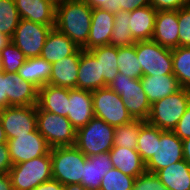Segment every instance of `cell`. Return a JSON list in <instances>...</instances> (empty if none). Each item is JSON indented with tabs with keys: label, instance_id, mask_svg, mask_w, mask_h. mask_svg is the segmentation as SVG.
I'll use <instances>...</instances> for the list:
<instances>
[{
	"label": "cell",
	"instance_id": "obj_1",
	"mask_svg": "<svg viewBox=\"0 0 190 190\" xmlns=\"http://www.w3.org/2000/svg\"><path fill=\"white\" fill-rule=\"evenodd\" d=\"M91 22L92 8L82 0H64L56 3L55 28L79 48L86 45Z\"/></svg>",
	"mask_w": 190,
	"mask_h": 190
},
{
	"label": "cell",
	"instance_id": "obj_2",
	"mask_svg": "<svg viewBox=\"0 0 190 190\" xmlns=\"http://www.w3.org/2000/svg\"><path fill=\"white\" fill-rule=\"evenodd\" d=\"M190 104V89L180 88L151 105L146 122L163 131H173Z\"/></svg>",
	"mask_w": 190,
	"mask_h": 190
},
{
	"label": "cell",
	"instance_id": "obj_3",
	"mask_svg": "<svg viewBox=\"0 0 190 190\" xmlns=\"http://www.w3.org/2000/svg\"><path fill=\"white\" fill-rule=\"evenodd\" d=\"M50 155L53 179L62 185L81 184L87 157L76 146L53 147Z\"/></svg>",
	"mask_w": 190,
	"mask_h": 190
},
{
	"label": "cell",
	"instance_id": "obj_4",
	"mask_svg": "<svg viewBox=\"0 0 190 190\" xmlns=\"http://www.w3.org/2000/svg\"><path fill=\"white\" fill-rule=\"evenodd\" d=\"M114 129L94 116L87 125L77 130L75 146L86 157L109 152L114 147Z\"/></svg>",
	"mask_w": 190,
	"mask_h": 190
},
{
	"label": "cell",
	"instance_id": "obj_5",
	"mask_svg": "<svg viewBox=\"0 0 190 190\" xmlns=\"http://www.w3.org/2000/svg\"><path fill=\"white\" fill-rule=\"evenodd\" d=\"M13 190H34L53 179L50 152L46 155L13 165L9 170Z\"/></svg>",
	"mask_w": 190,
	"mask_h": 190
},
{
	"label": "cell",
	"instance_id": "obj_6",
	"mask_svg": "<svg viewBox=\"0 0 190 190\" xmlns=\"http://www.w3.org/2000/svg\"><path fill=\"white\" fill-rule=\"evenodd\" d=\"M108 87L121 96L125 108L134 120L146 121L148 119L151 104L140 79H131L119 73Z\"/></svg>",
	"mask_w": 190,
	"mask_h": 190
},
{
	"label": "cell",
	"instance_id": "obj_7",
	"mask_svg": "<svg viewBox=\"0 0 190 190\" xmlns=\"http://www.w3.org/2000/svg\"><path fill=\"white\" fill-rule=\"evenodd\" d=\"M37 129L51 148L75 146L77 130L67 117L41 110L37 106Z\"/></svg>",
	"mask_w": 190,
	"mask_h": 190
},
{
	"label": "cell",
	"instance_id": "obj_8",
	"mask_svg": "<svg viewBox=\"0 0 190 190\" xmlns=\"http://www.w3.org/2000/svg\"><path fill=\"white\" fill-rule=\"evenodd\" d=\"M136 54L143 76L173 74L172 49L153 40L136 41Z\"/></svg>",
	"mask_w": 190,
	"mask_h": 190
},
{
	"label": "cell",
	"instance_id": "obj_9",
	"mask_svg": "<svg viewBox=\"0 0 190 190\" xmlns=\"http://www.w3.org/2000/svg\"><path fill=\"white\" fill-rule=\"evenodd\" d=\"M92 100L94 116L113 127L126 125L134 120L125 108L121 96L108 86L92 91Z\"/></svg>",
	"mask_w": 190,
	"mask_h": 190
},
{
	"label": "cell",
	"instance_id": "obj_10",
	"mask_svg": "<svg viewBox=\"0 0 190 190\" xmlns=\"http://www.w3.org/2000/svg\"><path fill=\"white\" fill-rule=\"evenodd\" d=\"M52 28L54 27L20 19L11 41L25 54L27 59L40 57L46 38Z\"/></svg>",
	"mask_w": 190,
	"mask_h": 190
},
{
	"label": "cell",
	"instance_id": "obj_11",
	"mask_svg": "<svg viewBox=\"0 0 190 190\" xmlns=\"http://www.w3.org/2000/svg\"><path fill=\"white\" fill-rule=\"evenodd\" d=\"M7 139L27 135L37 129V105L8 106L0 110Z\"/></svg>",
	"mask_w": 190,
	"mask_h": 190
},
{
	"label": "cell",
	"instance_id": "obj_12",
	"mask_svg": "<svg viewBox=\"0 0 190 190\" xmlns=\"http://www.w3.org/2000/svg\"><path fill=\"white\" fill-rule=\"evenodd\" d=\"M181 160H184L182 140L173 131H164L160 140H156L155 154L145 163L146 172L155 174Z\"/></svg>",
	"mask_w": 190,
	"mask_h": 190
},
{
	"label": "cell",
	"instance_id": "obj_13",
	"mask_svg": "<svg viewBox=\"0 0 190 190\" xmlns=\"http://www.w3.org/2000/svg\"><path fill=\"white\" fill-rule=\"evenodd\" d=\"M10 160L13 165L46 155L51 147L38 129L7 141Z\"/></svg>",
	"mask_w": 190,
	"mask_h": 190
},
{
	"label": "cell",
	"instance_id": "obj_14",
	"mask_svg": "<svg viewBox=\"0 0 190 190\" xmlns=\"http://www.w3.org/2000/svg\"><path fill=\"white\" fill-rule=\"evenodd\" d=\"M94 117L92 92L78 88L69 89L68 120L78 130Z\"/></svg>",
	"mask_w": 190,
	"mask_h": 190
},
{
	"label": "cell",
	"instance_id": "obj_15",
	"mask_svg": "<svg viewBox=\"0 0 190 190\" xmlns=\"http://www.w3.org/2000/svg\"><path fill=\"white\" fill-rule=\"evenodd\" d=\"M114 13L104 8H92V22L90 33L83 50H91L95 47L109 45L113 32Z\"/></svg>",
	"mask_w": 190,
	"mask_h": 190
},
{
	"label": "cell",
	"instance_id": "obj_16",
	"mask_svg": "<svg viewBox=\"0 0 190 190\" xmlns=\"http://www.w3.org/2000/svg\"><path fill=\"white\" fill-rule=\"evenodd\" d=\"M21 19L55 27L56 3L52 0H15Z\"/></svg>",
	"mask_w": 190,
	"mask_h": 190
},
{
	"label": "cell",
	"instance_id": "obj_17",
	"mask_svg": "<svg viewBox=\"0 0 190 190\" xmlns=\"http://www.w3.org/2000/svg\"><path fill=\"white\" fill-rule=\"evenodd\" d=\"M152 40L167 48L179 47L177 10L157 11Z\"/></svg>",
	"mask_w": 190,
	"mask_h": 190
},
{
	"label": "cell",
	"instance_id": "obj_18",
	"mask_svg": "<svg viewBox=\"0 0 190 190\" xmlns=\"http://www.w3.org/2000/svg\"><path fill=\"white\" fill-rule=\"evenodd\" d=\"M7 107L31 106L38 103V88L17 73H7Z\"/></svg>",
	"mask_w": 190,
	"mask_h": 190
},
{
	"label": "cell",
	"instance_id": "obj_19",
	"mask_svg": "<svg viewBox=\"0 0 190 190\" xmlns=\"http://www.w3.org/2000/svg\"><path fill=\"white\" fill-rule=\"evenodd\" d=\"M105 87L100 62L89 50H82L78 68L77 88L95 91Z\"/></svg>",
	"mask_w": 190,
	"mask_h": 190
},
{
	"label": "cell",
	"instance_id": "obj_20",
	"mask_svg": "<svg viewBox=\"0 0 190 190\" xmlns=\"http://www.w3.org/2000/svg\"><path fill=\"white\" fill-rule=\"evenodd\" d=\"M82 50V48H79L73 55L52 63L49 84L69 89L77 88L78 68Z\"/></svg>",
	"mask_w": 190,
	"mask_h": 190
},
{
	"label": "cell",
	"instance_id": "obj_21",
	"mask_svg": "<svg viewBox=\"0 0 190 190\" xmlns=\"http://www.w3.org/2000/svg\"><path fill=\"white\" fill-rule=\"evenodd\" d=\"M69 88L47 84L38 89L37 106L59 116H68Z\"/></svg>",
	"mask_w": 190,
	"mask_h": 190
},
{
	"label": "cell",
	"instance_id": "obj_22",
	"mask_svg": "<svg viewBox=\"0 0 190 190\" xmlns=\"http://www.w3.org/2000/svg\"><path fill=\"white\" fill-rule=\"evenodd\" d=\"M113 168L109 152L86 158L81 185L88 190H100L103 177Z\"/></svg>",
	"mask_w": 190,
	"mask_h": 190
},
{
	"label": "cell",
	"instance_id": "obj_23",
	"mask_svg": "<svg viewBox=\"0 0 190 190\" xmlns=\"http://www.w3.org/2000/svg\"><path fill=\"white\" fill-rule=\"evenodd\" d=\"M78 49L72 40L54 27L46 38L40 57L52 64L73 55Z\"/></svg>",
	"mask_w": 190,
	"mask_h": 190
},
{
	"label": "cell",
	"instance_id": "obj_24",
	"mask_svg": "<svg viewBox=\"0 0 190 190\" xmlns=\"http://www.w3.org/2000/svg\"><path fill=\"white\" fill-rule=\"evenodd\" d=\"M140 80L151 105L157 100L163 99L181 88L174 74L142 76Z\"/></svg>",
	"mask_w": 190,
	"mask_h": 190
},
{
	"label": "cell",
	"instance_id": "obj_25",
	"mask_svg": "<svg viewBox=\"0 0 190 190\" xmlns=\"http://www.w3.org/2000/svg\"><path fill=\"white\" fill-rule=\"evenodd\" d=\"M109 155L113 168L119 169L124 174L137 177L146 172L145 162L135 149L114 146Z\"/></svg>",
	"mask_w": 190,
	"mask_h": 190
},
{
	"label": "cell",
	"instance_id": "obj_26",
	"mask_svg": "<svg viewBox=\"0 0 190 190\" xmlns=\"http://www.w3.org/2000/svg\"><path fill=\"white\" fill-rule=\"evenodd\" d=\"M156 15L151 5L130 12L129 29L135 41L152 40Z\"/></svg>",
	"mask_w": 190,
	"mask_h": 190
},
{
	"label": "cell",
	"instance_id": "obj_27",
	"mask_svg": "<svg viewBox=\"0 0 190 190\" xmlns=\"http://www.w3.org/2000/svg\"><path fill=\"white\" fill-rule=\"evenodd\" d=\"M168 190H190V164L181 160L155 173Z\"/></svg>",
	"mask_w": 190,
	"mask_h": 190
},
{
	"label": "cell",
	"instance_id": "obj_28",
	"mask_svg": "<svg viewBox=\"0 0 190 190\" xmlns=\"http://www.w3.org/2000/svg\"><path fill=\"white\" fill-rule=\"evenodd\" d=\"M52 64L41 57L28 58L18 69L17 74L26 81L31 82L38 89L49 84Z\"/></svg>",
	"mask_w": 190,
	"mask_h": 190
},
{
	"label": "cell",
	"instance_id": "obj_29",
	"mask_svg": "<svg viewBox=\"0 0 190 190\" xmlns=\"http://www.w3.org/2000/svg\"><path fill=\"white\" fill-rule=\"evenodd\" d=\"M100 62L101 75L105 81V87L119 74L118 70V47L104 45L89 50Z\"/></svg>",
	"mask_w": 190,
	"mask_h": 190
},
{
	"label": "cell",
	"instance_id": "obj_30",
	"mask_svg": "<svg viewBox=\"0 0 190 190\" xmlns=\"http://www.w3.org/2000/svg\"><path fill=\"white\" fill-rule=\"evenodd\" d=\"M163 132V130L148 124L146 121L140 126L136 150L145 163L155 154L156 140H160V135Z\"/></svg>",
	"mask_w": 190,
	"mask_h": 190
},
{
	"label": "cell",
	"instance_id": "obj_31",
	"mask_svg": "<svg viewBox=\"0 0 190 190\" xmlns=\"http://www.w3.org/2000/svg\"><path fill=\"white\" fill-rule=\"evenodd\" d=\"M113 32L110 45L115 47L132 46L136 43L129 29L130 12L118 11L114 13Z\"/></svg>",
	"mask_w": 190,
	"mask_h": 190
},
{
	"label": "cell",
	"instance_id": "obj_32",
	"mask_svg": "<svg viewBox=\"0 0 190 190\" xmlns=\"http://www.w3.org/2000/svg\"><path fill=\"white\" fill-rule=\"evenodd\" d=\"M117 64L119 73L131 79H140L143 76L136 54V43L132 46L118 47Z\"/></svg>",
	"mask_w": 190,
	"mask_h": 190
},
{
	"label": "cell",
	"instance_id": "obj_33",
	"mask_svg": "<svg viewBox=\"0 0 190 190\" xmlns=\"http://www.w3.org/2000/svg\"><path fill=\"white\" fill-rule=\"evenodd\" d=\"M173 74L182 88L190 89V47L172 49Z\"/></svg>",
	"mask_w": 190,
	"mask_h": 190
},
{
	"label": "cell",
	"instance_id": "obj_34",
	"mask_svg": "<svg viewBox=\"0 0 190 190\" xmlns=\"http://www.w3.org/2000/svg\"><path fill=\"white\" fill-rule=\"evenodd\" d=\"M144 122V120H133L129 124L115 127L114 146H120L136 150L137 140L140 133V126Z\"/></svg>",
	"mask_w": 190,
	"mask_h": 190
},
{
	"label": "cell",
	"instance_id": "obj_35",
	"mask_svg": "<svg viewBox=\"0 0 190 190\" xmlns=\"http://www.w3.org/2000/svg\"><path fill=\"white\" fill-rule=\"evenodd\" d=\"M20 19L15 0H0V33L11 38Z\"/></svg>",
	"mask_w": 190,
	"mask_h": 190
},
{
	"label": "cell",
	"instance_id": "obj_36",
	"mask_svg": "<svg viewBox=\"0 0 190 190\" xmlns=\"http://www.w3.org/2000/svg\"><path fill=\"white\" fill-rule=\"evenodd\" d=\"M1 69L5 73L14 74L26 61L25 54L11 41L0 52Z\"/></svg>",
	"mask_w": 190,
	"mask_h": 190
},
{
	"label": "cell",
	"instance_id": "obj_37",
	"mask_svg": "<svg viewBox=\"0 0 190 190\" xmlns=\"http://www.w3.org/2000/svg\"><path fill=\"white\" fill-rule=\"evenodd\" d=\"M135 178L112 168L103 177L100 190H132Z\"/></svg>",
	"mask_w": 190,
	"mask_h": 190
},
{
	"label": "cell",
	"instance_id": "obj_38",
	"mask_svg": "<svg viewBox=\"0 0 190 190\" xmlns=\"http://www.w3.org/2000/svg\"><path fill=\"white\" fill-rule=\"evenodd\" d=\"M179 46L190 47V5L177 10Z\"/></svg>",
	"mask_w": 190,
	"mask_h": 190
},
{
	"label": "cell",
	"instance_id": "obj_39",
	"mask_svg": "<svg viewBox=\"0 0 190 190\" xmlns=\"http://www.w3.org/2000/svg\"><path fill=\"white\" fill-rule=\"evenodd\" d=\"M132 190H168L154 173L145 172L135 178Z\"/></svg>",
	"mask_w": 190,
	"mask_h": 190
},
{
	"label": "cell",
	"instance_id": "obj_40",
	"mask_svg": "<svg viewBox=\"0 0 190 190\" xmlns=\"http://www.w3.org/2000/svg\"><path fill=\"white\" fill-rule=\"evenodd\" d=\"M151 5V0H110V12L134 11L136 8Z\"/></svg>",
	"mask_w": 190,
	"mask_h": 190
},
{
	"label": "cell",
	"instance_id": "obj_41",
	"mask_svg": "<svg viewBox=\"0 0 190 190\" xmlns=\"http://www.w3.org/2000/svg\"><path fill=\"white\" fill-rule=\"evenodd\" d=\"M190 5V0H151V6L156 11L179 10Z\"/></svg>",
	"mask_w": 190,
	"mask_h": 190
},
{
	"label": "cell",
	"instance_id": "obj_42",
	"mask_svg": "<svg viewBox=\"0 0 190 190\" xmlns=\"http://www.w3.org/2000/svg\"><path fill=\"white\" fill-rule=\"evenodd\" d=\"M173 132L181 139L190 137V104L188 105L184 115L181 117Z\"/></svg>",
	"mask_w": 190,
	"mask_h": 190
},
{
	"label": "cell",
	"instance_id": "obj_43",
	"mask_svg": "<svg viewBox=\"0 0 190 190\" xmlns=\"http://www.w3.org/2000/svg\"><path fill=\"white\" fill-rule=\"evenodd\" d=\"M12 166L8 145L0 144V174L9 173Z\"/></svg>",
	"mask_w": 190,
	"mask_h": 190
},
{
	"label": "cell",
	"instance_id": "obj_44",
	"mask_svg": "<svg viewBox=\"0 0 190 190\" xmlns=\"http://www.w3.org/2000/svg\"><path fill=\"white\" fill-rule=\"evenodd\" d=\"M7 73L0 72V110L7 107Z\"/></svg>",
	"mask_w": 190,
	"mask_h": 190
},
{
	"label": "cell",
	"instance_id": "obj_45",
	"mask_svg": "<svg viewBox=\"0 0 190 190\" xmlns=\"http://www.w3.org/2000/svg\"><path fill=\"white\" fill-rule=\"evenodd\" d=\"M34 190H64V185L55 179L41 183Z\"/></svg>",
	"mask_w": 190,
	"mask_h": 190
},
{
	"label": "cell",
	"instance_id": "obj_46",
	"mask_svg": "<svg viewBox=\"0 0 190 190\" xmlns=\"http://www.w3.org/2000/svg\"><path fill=\"white\" fill-rule=\"evenodd\" d=\"M91 8H104L110 12V0H82Z\"/></svg>",
	"mask_w": 190,
	"mask_h": 190
},
{
	"label": "cell",
	"instance_id": "obj_47",
	"mask_svg": "<svg viewBox=\"0 0 190 190\" xmlns=\"http://www.w3.org/2000/svg\"><path fill=\"white\" fill-rule=\"evenodd\" d=\"M0 190H13L9 173L0 174Z\"/></svg>",
	"mask_w": 190,
	"mask_h": 190
},
{
	"label": "cell",
	"instance_id": "obj_48",
	"mask_svg": "<svg viewBox=\"0 0 190 190\" xmlns=\"http://www.w3.org/2000/svg\"><path fill=\"white\" fill-rule=\"evenodd\" d=\"M184 160L190 164V137L182 140Z\"/></svg>",
	"mask_w": 190,
	"mask_h": 190
},
{
	"label": "cell",
	"instance_id": "obj_49",
	"mask_svg": "<svg viewBox=\"0 0 190 190\" xmlns=\"http://www.w3.org/2000/svg\"><path fill=\"white\" fill-rule=\"evenodd\" d=\"M10 42H11V38L8 35L0 33V52Z\"/></svg>",
	"mask_w": 190,
	"mask_h": 190
},
{
	"label": "cell",
	"instance_id": "obj_50",
	"mask_svg": "<svg viewBox=\"0 0 190 190\" xmlns=\"http://www.w3.org/2000/svg\"><path fill=\"white\" fill-rule=\"evenodd\" d=\"M64 190H88L84 188L81 184H68L64 185Z\"/></svg>",
	"mask_w": 190,
	"mask_h": 190
},
{
	"label": "cell",
	"instance_id": "obj_51",
	"mask_svg": "<svg viewBox=\"0 0 190 190\" xmlns=\"http://www.w3.org/2000/svg\"><path fill=\"white\" fill-rule=\"evenodd\" d=\"M7 141H8V139L6 137V134H5V131L3 129L1 119H0V144H7Z\"/></svg>",
	"mask_w": 190,
	"mask_h": 190
},
{
	"label": "cell",
	"instance_id": "obj_52",
	"mask_svg": "<svg viewBox=\"0 0 190 190\" xmlns=\"http://www.w3.org/2000/svg\"><path fill=\"white\" fill-rule=\"evenodd\" d=\"M52 1H54L55 3H59V2H62L64 0H52Z\"/></svg>",
	"mask_w": 190,
	"mask_h": 190
}]
</instances>
